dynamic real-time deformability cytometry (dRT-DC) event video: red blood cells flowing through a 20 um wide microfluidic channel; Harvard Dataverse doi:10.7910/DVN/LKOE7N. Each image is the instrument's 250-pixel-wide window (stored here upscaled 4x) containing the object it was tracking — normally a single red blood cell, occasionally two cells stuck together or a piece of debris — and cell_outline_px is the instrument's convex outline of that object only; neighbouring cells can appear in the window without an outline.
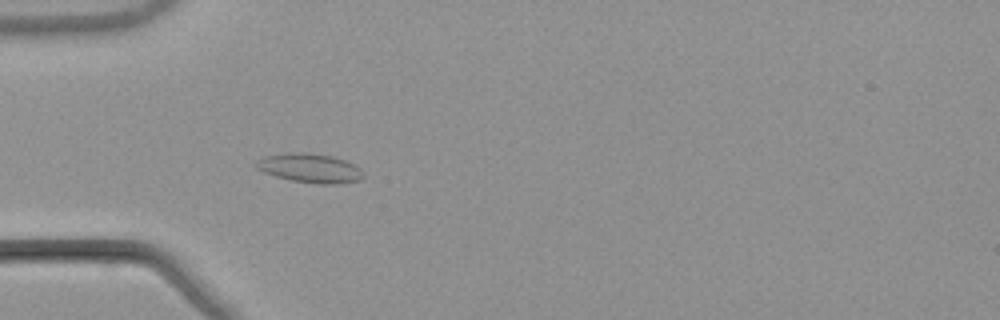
{"species": "common noctule bat (a hibernating species)", "species_latin": "Nyctalus noctula", "temperature_condition": "warm", "stored_images_in_passage": 40, "camera_frame_rate_fps": 3000, "um_per_image_px": 0.085, "animal": {"sex": "male", "body_mass_g": 21.5, "forearm_length_mm": 52.0}, "frame": {"image": 1, "passage_image": 9, "time_ms": 2.667, "image_size_px": [1000, 320], "cell_outline_px": [[364, 176], [360, 180], [336, 184], [320, 184], [292, 180], [276, 176], [264, 172], [256, 168], [252, 164], [256, 160], [264, 156], [292, 152], [308, 152], [332, 156], [344, 160], [360, 168], [364, 172]], "centroid_in_image_um": [26.32, 14.28], "position_along_channel_um": 58.7, "area_um2": 18.26}}
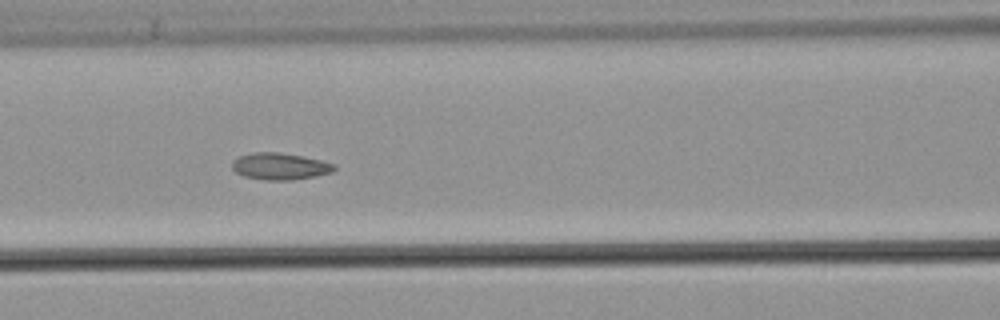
{"frame": {"image": 2, "passage_image": 16, "time_ms": 5.0, "image_size_px": [1000, 320], "cell_outline_px": [[336, 168], [332, 172], [292, 180], [264, 180], [244, 176], [236, 172], [232, 168], [232, 160], [240, 156], [252, 152], [280, 152], [304, 156], [336, 164]], "centroid_in_image_um": [23.78, 14.12], "position_along_channel_um": 142.8, "area_um2": 15.95}}
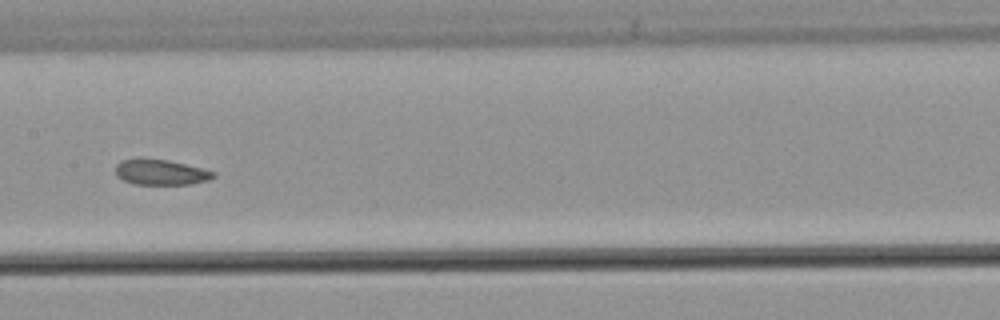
{"frame": {"image": 3, "passage_image": 20, "time_ms": 6.333, "image_size_px": [1000, 320], "cell_outline_px": [[216, 176], [208, 180], [188, 184], [132, 184], [116, 176], [116, 164], [120, 160], [140, 156], [168, 160], [216, 172]], "centroid_in_image_um": [13.59, 14.61], "position_along_channel_um": 193.8, "area_um2": 14.8}}